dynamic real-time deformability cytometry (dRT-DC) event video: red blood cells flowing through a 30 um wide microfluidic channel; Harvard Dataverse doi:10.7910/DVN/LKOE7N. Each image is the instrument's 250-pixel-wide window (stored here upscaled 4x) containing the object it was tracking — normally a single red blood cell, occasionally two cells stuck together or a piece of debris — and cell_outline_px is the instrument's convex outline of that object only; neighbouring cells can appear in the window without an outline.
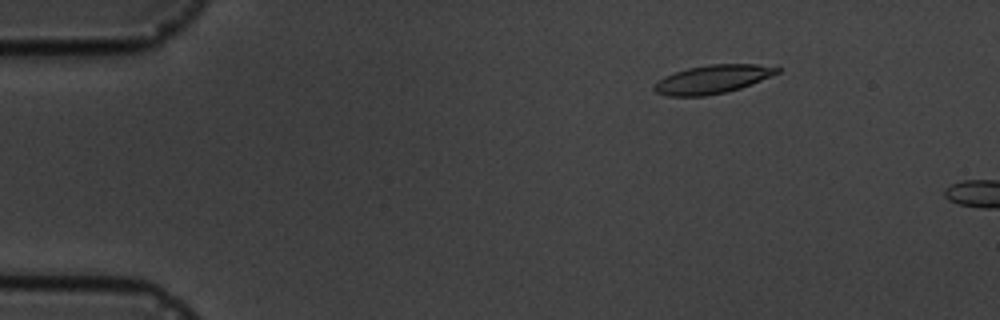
{"species": "common noctule bat (a hibernating species)", "species_latin": "Nyctalus noctula", "temperature_condition": "cold", "stored_images_in_passage": 5, "camera_frame_rate_fps": 3000, "um_per_image_px": 0.085, "animal": {"sex": "male", "body_mass_g": 19.5, "forearm_length_mm": 54.6}, "frame": {"image": 1, "passage_image": 3, "time_ms": 2.333, "image_size_px": [1000, 320], "cell_outline_px": [[780, 72], [752, 84], [740, 88], [724, 92], [704, 96], [668, 96], [656, 92], [652, 88], [664, 76], [688, 68], [708, 64], [756, 64], [780, 68]], "centroid_in_image_um": [60.57, 6.73], "position_along_channel_um": 24.4, "area_um2": 20.17}}